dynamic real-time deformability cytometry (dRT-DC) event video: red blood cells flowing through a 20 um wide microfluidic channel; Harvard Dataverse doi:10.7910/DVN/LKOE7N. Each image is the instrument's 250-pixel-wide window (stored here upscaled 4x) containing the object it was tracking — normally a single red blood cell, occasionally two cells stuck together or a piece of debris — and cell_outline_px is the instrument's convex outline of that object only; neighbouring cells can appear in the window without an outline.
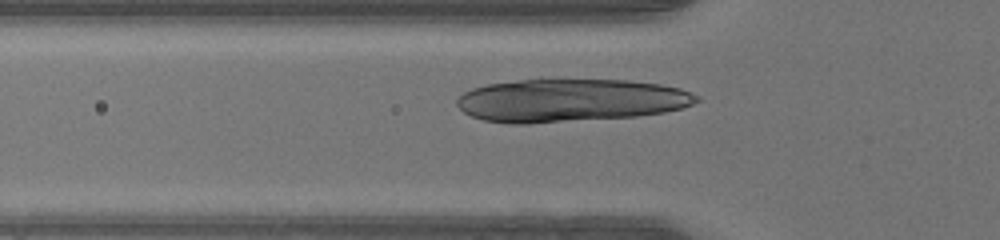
{"species": "human", "species_latin": "Homo sapiens", "temperature_condition": "warm", "stored_images_in_passage": 32, "camera_frame_rate_fps": 3000, "um_per_image_px": 0.085, "donor": {"sex": "male"}, "frame": {"image": 1, "passage_image": 8, "time_ms": 2.333, "image_size_px": [1000, 240], "cell_outline_px": [[700, 100], [692, 104], [680, 108], [664, 112], [636, 116], [528, 124], [508, 124], [484, 120], [472, 116], [464, 112], [456, 104], [456, 100], [464, 92], [472, 88], [488, 84], [520, 80], [628, 80], [660, 84], [680, 88], [700, 96]], "centroid_in_image_um": [48.47, 8.54], "position_along_channel_um": 77.3, "area_um2": 59.88}}
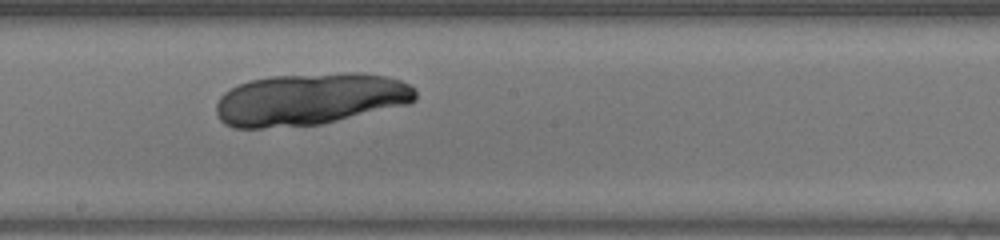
{"frame": {"image": 2, "passage_image": 18, "time_ms": 5.667, "image_size_px": [1000, 240], "cell_outline_px": [[416, 100], [408, 104], [320, 124], [260, 128], [232, 128], [224, 124], [220, 120], [216, 112], [216, 104], [220, 96], [224, 92], [248, 80], [272, 76], [344, 72], [360, 72], [388, 76], [400, 80], [416, 88]], "centroid_in_image_um": [26.35, 8.42], "position_along_channel_um": 221.9, "area_um2": 60.75}}
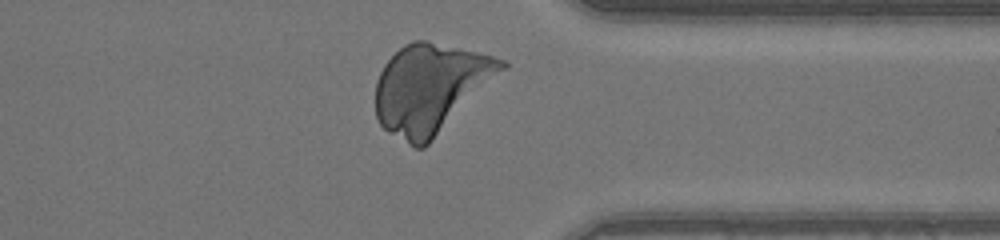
{"frame": {"image": 3, "passage_image": 29, "time_ms": 9.333, "image_size_px": [1000, 240], "cell_outline_px": [[508, 68], [424, 148], [416, 148], [388, 132], [380, 124], [376, 116], [376, 80], [384, 64], [404, 44], [412, 40], [428, 40], [492, 56], [504, 60], [508, 64]], "centroid_in_image_um": [36.6, 7.5], "position_along_channel_um": 374.8, "area_um2": 65.26}}